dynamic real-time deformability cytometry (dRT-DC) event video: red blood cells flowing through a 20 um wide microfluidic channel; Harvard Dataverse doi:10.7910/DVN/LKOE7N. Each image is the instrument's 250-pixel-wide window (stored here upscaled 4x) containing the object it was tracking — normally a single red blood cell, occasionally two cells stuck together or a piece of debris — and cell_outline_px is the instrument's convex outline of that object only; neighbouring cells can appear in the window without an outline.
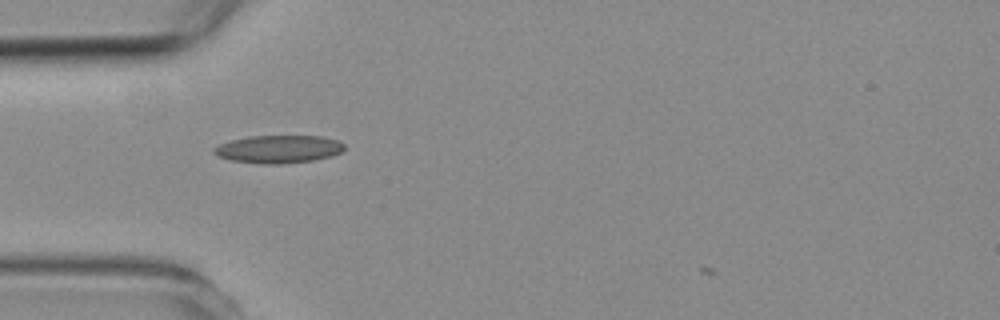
{"species": "common noctule bat (a hibernating species)", "species_latin": "Nyctalus noctula", "temperature_condition": "room temperature", "stored_images_in_passage": 1, "camera_frame_rate_fps": 3000, "um_per_image_px": 0.085, "animal": {"sex": "female", "body_mass_g": 19.3, "forearm_length_mm": 54.1}, "frame": {"image": 1, "passage_image": 1, "time_ms": 0.0, "image_size_px": [1000, 320], "cell_outline_px": [[344, 148], [340, 152], [332, 156], [312, 160], [280, 164], [260, 164], [232, 160], [216, 156], [212, 152], [212, 148], [220, 144], [232, 140], [248, 136], [320, 136], [336, 140], [344, 144]], "centroid_in_image_um": [23.63, 12.68], "position_along_channel_um": 61.4, "area_um2": 21.1}}